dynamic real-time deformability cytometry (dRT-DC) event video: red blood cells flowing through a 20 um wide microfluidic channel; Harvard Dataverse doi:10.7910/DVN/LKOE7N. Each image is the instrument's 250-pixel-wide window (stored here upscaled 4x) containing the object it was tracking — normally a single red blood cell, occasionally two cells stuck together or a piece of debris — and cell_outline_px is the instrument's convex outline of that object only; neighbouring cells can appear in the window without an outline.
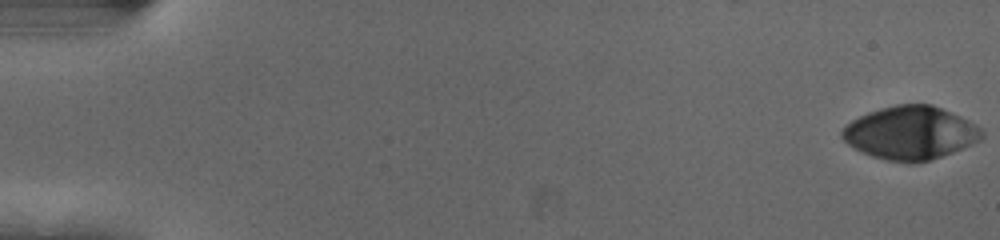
{"species": "human", "species_latin": "Homo sapiens", "temperature_condition": "cold", "stored_images_in_passage": 36, "camera_frame_rate_fps": 3000, "um_per_image_px": 0.085, "donor": {"sex": "female"}, "frame": {"image": 1, "passage_image": 1, "time_ms": 0.0, "image_size_px": [1000, 240], "cell_outline_px": [[984, 136], [980, 140], [972, 144], [952, 152], [928, 160], [912, 164], [908, 164], [888, 160], [872, 156], [848, 144], [840, 136], [840, 132], [852, 120], [868, 112], [880, 108], [896, 104], [932, 104], [960, 116], [976, 124], [984, 132]], "centroid_in_image_um": [77.4, 11.29], "position_along_channel_um": 7.6, "area_um2": 43.18}}
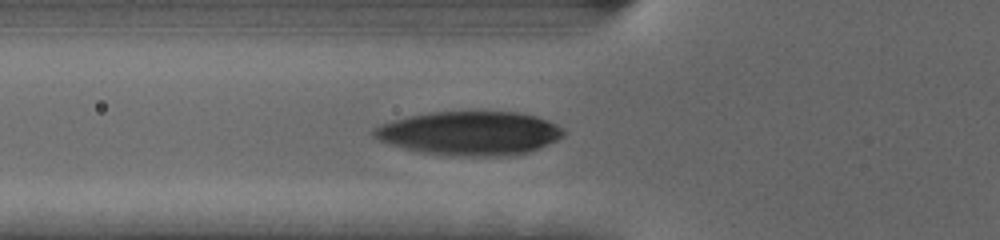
{"frame": {"image": 2, "passage_image": 21, "time_ms": 6.667, "image_size_px": [1000, 240], "cell_outline_px": [[564, 136], [548, 144], [528, 152], [496, 156], [484, 156], [428, 152], [388, 144], [372, 136], [372, 128], [380, 124], [412, 116], [432, 112], [516, 112], [536, 116], [548, 120], [564, 128]], "centroid_in_image_um": [39.97, 11.3], "position_along_channel_um": 85.8, "area_um2": 47.45}}
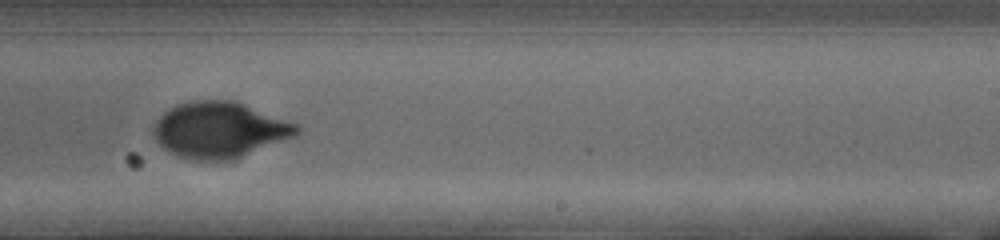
{"frame": {"image": 3, "passage_image": 36, "time_ms": 11.667, "image_size_px": [1000, 240], "cell_outline_px": [[300, 132], [296, 136], [236, 160], [192, 160], [168, 152], [160, 144], [152, 132], [160, 116], [168, 108], [176, 104], [192, 100], [232, 100], [296, 124], [300, 128]], "centroid_in_image_um": [18.66, 11.06], "position_along_channel_um": 270.3, "area_um2": 46.59}}